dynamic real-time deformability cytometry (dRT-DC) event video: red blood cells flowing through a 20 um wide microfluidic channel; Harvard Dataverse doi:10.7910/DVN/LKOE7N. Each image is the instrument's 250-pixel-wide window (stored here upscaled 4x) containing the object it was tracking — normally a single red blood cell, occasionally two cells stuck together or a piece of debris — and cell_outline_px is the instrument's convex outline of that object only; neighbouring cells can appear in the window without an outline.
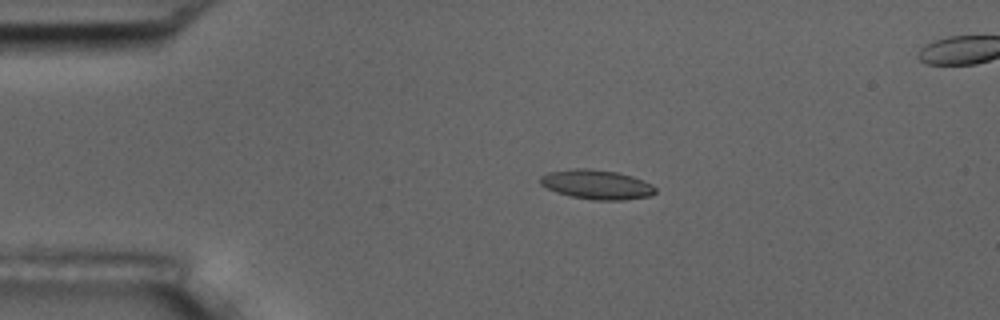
{"species": "common noctule bat (a hibernating species)", "species_latin": "Nyctalus noctula", "temperature_condition": "room temperature", "stored_images_in_passage": 6, "camera_frame_rate_fps": 3000, "um_per_image_px": 0.085, "animal": {"sex": "male", "body_mass_g": 17.5, "forearm_length_mm": 52.3}, "frame": {"image": 1, "passage_image": 4, "time_ms": 3.333, "image_size_px": [1000, 320], "cell_outline_px": [[656, 192], [652, 196], [624, 200], [592, 200], [572, 196], [556, 192], [540, 184], [540, 176], [548, 172], [572, 168], [588, 168], [616, 172], [632, 176], [644, 180], [652, 184], [656, 188]], "centroid_in_image_um": [50.74, 15.68], "position_along_channel_um": 34.3, "area_um2": 19.88}}